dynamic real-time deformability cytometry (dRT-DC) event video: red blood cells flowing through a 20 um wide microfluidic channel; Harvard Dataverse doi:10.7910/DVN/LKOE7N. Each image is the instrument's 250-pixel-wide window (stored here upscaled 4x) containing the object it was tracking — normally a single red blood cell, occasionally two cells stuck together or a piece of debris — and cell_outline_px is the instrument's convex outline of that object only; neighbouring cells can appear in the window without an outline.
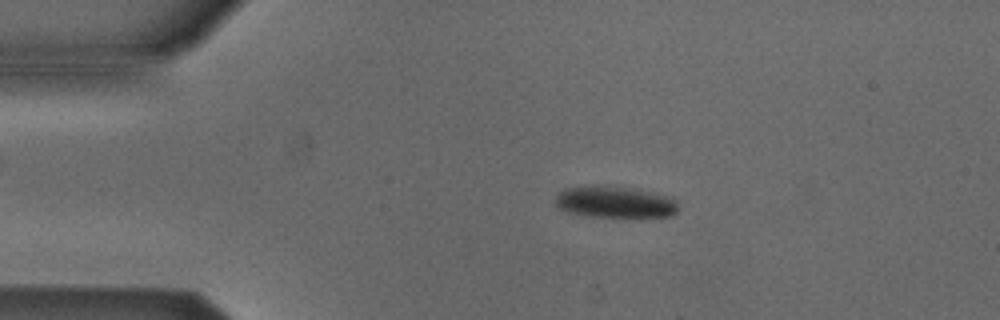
{"species": "Egyptian fruit bat (a non-hibernating species)", "species_latin": "Rousettus aegyptiacus", "temperature_condition": "cold", "stored_images_in_passage": 19, "camera_frame_rate_fps": 3000, "um_per_image_px": 0.085, "animal": {"sex": "male"}, "frame": {"image": 1, "passage_image": 10, "time_ms": 3.0, "image_size_px": [1000, 320], "cell_outline_px": [[676, 212], [672, 216], [588, 216], [564, 212], [556, 208], [556, 196], [564, 188], [596, 184], [608, 184], [632, 188], [672, 196], [676, 200]], "centroid_in_image_um": [52.21, 17.14], "position_along_channel_um": 32.8, "area_um2": 23.0}}
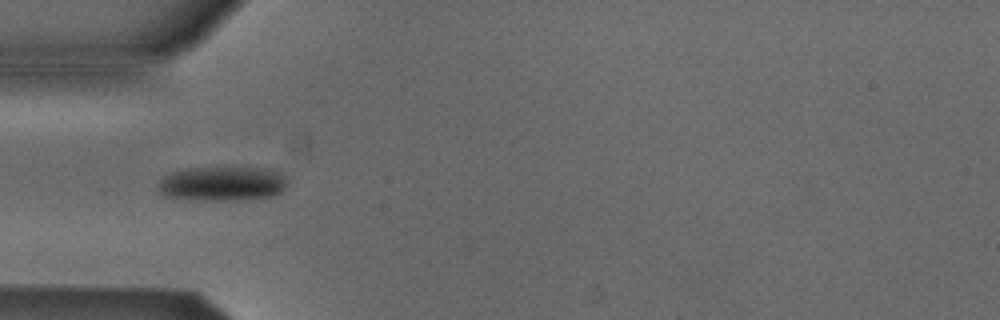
{"frame": {"image": 2, "passage_image": 16, "time_ms": 5.0, "image_size_px": [1000, 320], "cell_outline_px": [[288, 180], [284, 188], [276, 196], [236, 200], [204, 200], [164, 196], [156, 188], [156, 184], [164, 176], [172, 172], [188, 168], [224, 164], [268, 168], [284, 176]], "centroid_in_image_um": [18.89, 15.55], "position_along_channel_um": 66.1, "area_um2": 27.11}}